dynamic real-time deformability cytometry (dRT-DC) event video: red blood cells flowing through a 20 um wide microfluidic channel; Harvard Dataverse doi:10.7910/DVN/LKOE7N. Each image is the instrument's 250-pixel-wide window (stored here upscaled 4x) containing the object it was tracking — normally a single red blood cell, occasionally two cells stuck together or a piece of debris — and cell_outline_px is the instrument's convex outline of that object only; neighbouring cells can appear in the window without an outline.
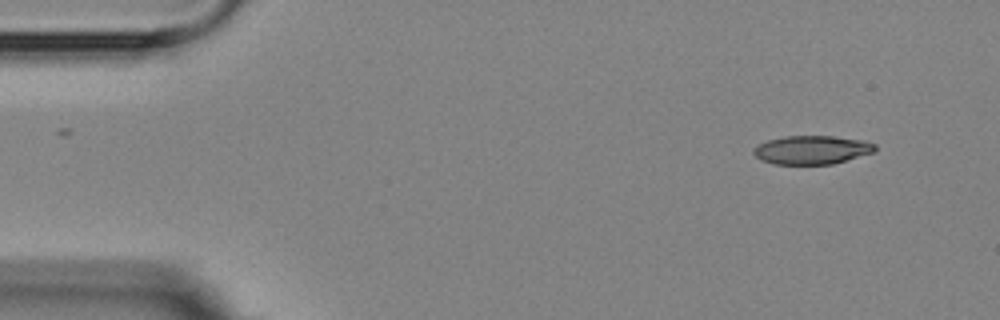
{"species": "Egyptian fruit bat (a non-hibernating species)", "species_latin": "Rousettus aegyptiacus", "temperature_condition": "room temperature", "stored_images_in_passage": 5, "segment_of_instrument_passage": [2, 2], "camera_frame_rate_fps": 3000, "um_per_image_px": 0.085, "animal": {"sex": "female"}, "frame": {"image": 1, "passage_image": 5, "time_ms": 5.667, "image_size_px": [1000, 320], "cell_outline_px": [[876, 152], [832, 164], [772, 164], [760, 160], [752, 152], [752, 148], [768, 140], [784, 136], [832, 136], [860, 140], [876, 144]], "centroid_in_image_um": [68.99, 12.74], "position_along_channel_um": 16.0, "area_um2": 20.29}}